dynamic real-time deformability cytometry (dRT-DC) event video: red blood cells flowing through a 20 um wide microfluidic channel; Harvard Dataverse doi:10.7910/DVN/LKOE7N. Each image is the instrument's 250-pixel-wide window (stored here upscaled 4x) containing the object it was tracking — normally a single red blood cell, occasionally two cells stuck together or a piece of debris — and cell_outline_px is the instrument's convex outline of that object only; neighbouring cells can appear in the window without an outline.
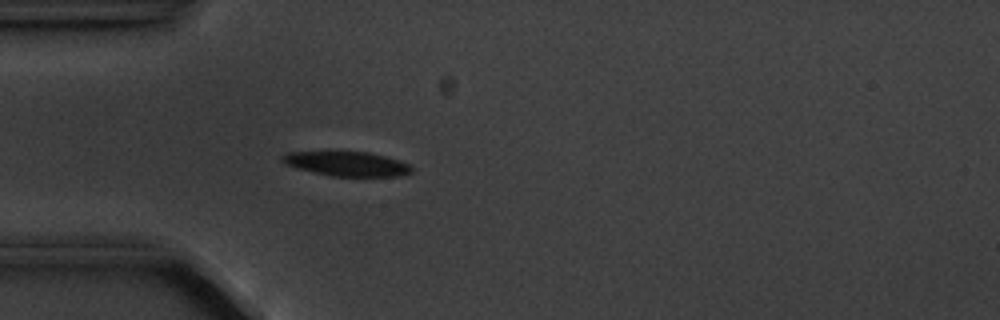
{"species": "common noctule bat (a hibernating species)", "species_latin": "Nyctalus noctula", "temperature_condition": "cold", "stored_images_in_passage": 2, "camera_frame_rate_fps": 3000, "um_per_image_px": 0.085, "animal": {"sex": "male", "body_mass_g": 20.1, "forearm_length_mm": 53.5}, "frame": {"image": 1, "passage_image": 2, "time_ms": 1.0, "image_size_px": [1000, 320], "cell_outline_px": [[412, 172], [396, 176], [332, 176], [296, 168], [284, 164], [280, 160], [280, 156], [288, 152], [368, 152], [400, 160], [408, 164], [412, 168]], "centroid_in_image_um": [29.45, 13.92], "position_along_channel_um": 55.6, "area_um2": 18.32}}